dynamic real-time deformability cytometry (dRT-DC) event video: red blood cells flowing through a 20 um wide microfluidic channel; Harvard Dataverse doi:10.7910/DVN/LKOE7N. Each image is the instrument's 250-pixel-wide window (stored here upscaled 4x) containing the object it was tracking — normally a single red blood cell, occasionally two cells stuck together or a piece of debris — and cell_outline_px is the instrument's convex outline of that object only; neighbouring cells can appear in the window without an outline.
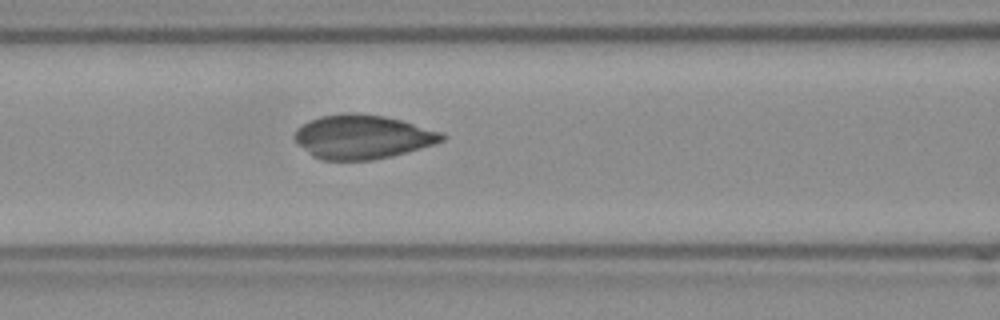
{"species": "Egyptian fruit bat (a non-hibernating species)", "species_latin": "Rousettus aegyptiacus", "temperature_condition": "room temperature", "stored_images_in_passage": 39, "camera_frame_rate_fps": 3000, "um_per_image_px": 0.085, "frame": {"image": 1, "passage_image": 8, "time_ms": 2.333, "image_size_px": [1000, 320], "cell_outline_px": [[448, 136], [444, 140], [420, 148], [392, 156], [372, 160], [324, 160], [312, 156], [292, 136], [296, 128], [308, 120], [320, 116], [344, 112], [356, 112], [384, 116], [400, 120], [444, 132]], "centroid_in_image_um": [30.8, 11.61], "position_along_channel_um": 135.8, "area_um2": 37.92}}
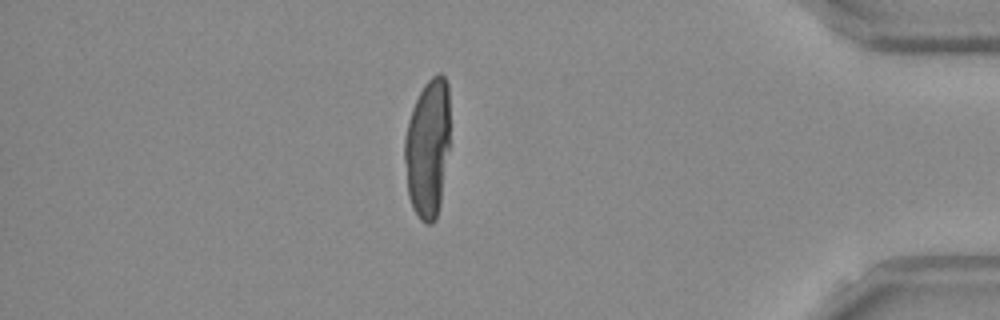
{"frame": {"image": 2, "passage_image": 32, "time_ms": 10.333, "image_size_px": [1000, 320], "cell_outline_px": [[448, 148], [440, 204], [436, 220], [432, 224], [424, 224], [420, 220], [412, 208], [408, 196], [404, 160], [404, 140], [408, 120], [412, 108], [424, 84], [436, 72], [440, 72], [444, 76], [448, 84]], "centroid_in_image_um": [36.33, 12.61], "position_along_channel_um": 398.9, "area_um2": 36.76}}